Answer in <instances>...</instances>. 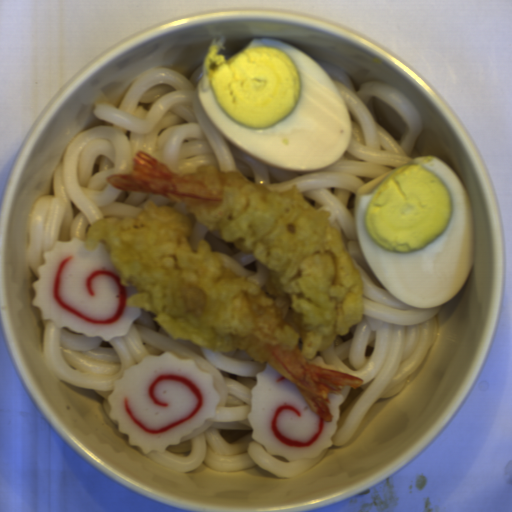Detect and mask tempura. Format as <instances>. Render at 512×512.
I'll return each mask as SVG.
<instances>
[{
    "instance_id": "1",
    "label": "tempura",
    "mask_w": 512,
    "mask_h": 512,
    "mask_svg": "<svg viewBox=\"0 0 512 512\" xmlns=\"http://www.w3.org/2000/svg\"><path fill=\"white\" fill-rule=\"evenodd\" d=\"M106 180L171 199L267 273L263 288L227 267L207 239L195 250L192 219L146 200L137 215L92 222L84 243L90 252L104 245L120 283L134 287L127 304L153 314L172 338L267 364L331 422V394L365 382L312 362L364 315L362 277L331 211L308 203L299 184L277 192L211 163L180 173L142 150L130 172Z\"/></svg>"
}]
</instances>
